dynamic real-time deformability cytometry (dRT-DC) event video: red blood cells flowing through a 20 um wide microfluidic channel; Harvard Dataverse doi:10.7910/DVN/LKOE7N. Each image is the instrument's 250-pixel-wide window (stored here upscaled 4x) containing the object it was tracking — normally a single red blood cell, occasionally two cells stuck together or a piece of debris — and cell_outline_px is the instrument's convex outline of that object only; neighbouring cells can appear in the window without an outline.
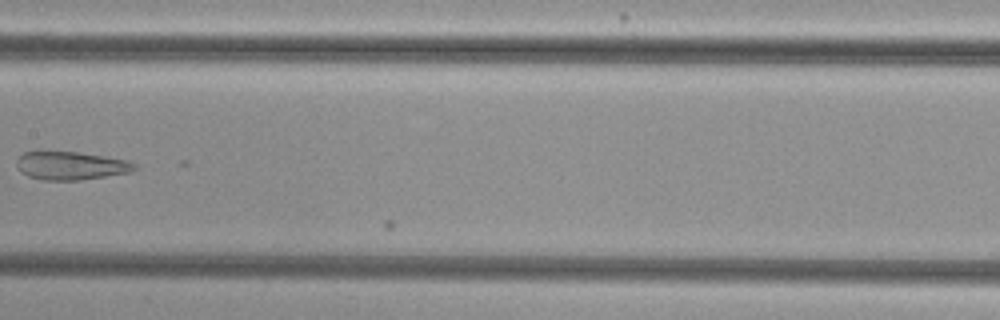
{"species": "common noctule bat (a hibernating species)", "species_latin": "Nyctalus noctula", "temperature_condition": "cold", "stored_images_in_passage": 22, "camera_frame_rate_fps": 3000, "um_per_image_px": 0.085, "animal": {"sex": "female", "body_mass_g": 29.2, "forearm_length_mm": 56.3}, "frame": {"image": 1, "passage_image": 21, "time_ms": 6.667, "image_size_px": [1000, 320], "cell_outline_px": [[136, 168], [132, 172], [80, 180], [40, 180], [28, 176], [20, 172], [16, 164], [16, 160], [24, 152], [44, 148], [76, 152], [104, 156], [128, 160], [136, 164]], "centroid_in_image_um": [5.95, 14.04], "position_along_channel_um": 201.4, "area_um2": 20.11}}